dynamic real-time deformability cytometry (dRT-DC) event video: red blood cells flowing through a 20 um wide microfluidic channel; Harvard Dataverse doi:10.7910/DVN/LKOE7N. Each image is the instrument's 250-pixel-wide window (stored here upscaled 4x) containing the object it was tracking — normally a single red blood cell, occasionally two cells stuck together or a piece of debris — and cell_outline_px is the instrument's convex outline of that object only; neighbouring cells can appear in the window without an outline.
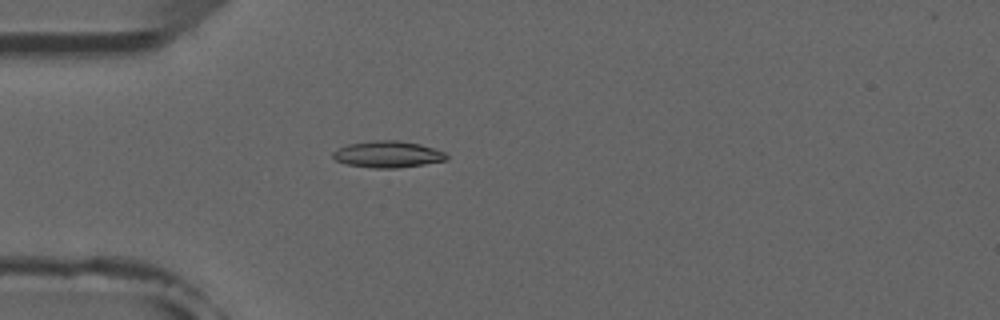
{"species": "common noctule bat (a hibernating species)", "species_latin": "Nyctalus noctula", "temperature_condition": "room temperature", "stored_images_in_passage": 3, "camera_frame_rate_fps": 3000, "um_per_image_px": 0.085, "animal": {"sex": "male", "forearm_length_mm": 52.5}, "frame": {"image": 1, "passage_image": 3, "time_ms": 2.333, "image_size_px": [1000, 320], "cell_outline_px": [[448, 160], [424, 164], [396, 168], [372, 168], [348, 164], [336, 160], [332, 156], [332, 152], [348, 144], [372, 140], [396, 140], [420, 144], [444, 152], [448, 156]], "centroid_in_image_um": [32.96, 13.11], "position_along_channel_um": 52.0, "area_um2": 17.46}}